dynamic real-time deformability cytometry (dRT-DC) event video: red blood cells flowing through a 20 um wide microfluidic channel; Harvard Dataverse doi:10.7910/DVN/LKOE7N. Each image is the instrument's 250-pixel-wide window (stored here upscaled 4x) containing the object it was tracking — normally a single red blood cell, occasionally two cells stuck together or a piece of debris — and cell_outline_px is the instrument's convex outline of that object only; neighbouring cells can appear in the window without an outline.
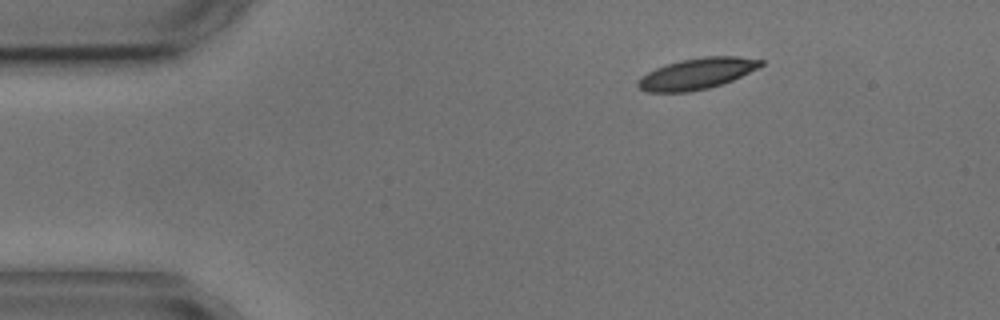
{"species": "common noctule bat (a hibernating species)", "species_latin": "Nyctalus noctula", "temperature_condition": "cold", "stored_images_in_passage": 3, "camera_frame_rate_fps": 3000, "um_per_image_px": 0.085, "animal": {"sex": "male", "body_mass_g": 17.9, "forearm_length_mm": 54.2}, "frame": {"image": 1, "passage_image": 1, "time_ms": 0.0, "image_size_px": [1000, 320], "cell_outline_px": [[764, 64], [732, 80], [708, 88], [688, 92], [648, 92], [640, 88], [636, 84], [636, 80], [640, 76], [656, 68], [680, 60], [704, 56], [736, 56], [764, 60]], "centroid_in_image_um": [59.2, 6.26], "position_along_channel_um": 25.8, "area_um2": 22.08}}